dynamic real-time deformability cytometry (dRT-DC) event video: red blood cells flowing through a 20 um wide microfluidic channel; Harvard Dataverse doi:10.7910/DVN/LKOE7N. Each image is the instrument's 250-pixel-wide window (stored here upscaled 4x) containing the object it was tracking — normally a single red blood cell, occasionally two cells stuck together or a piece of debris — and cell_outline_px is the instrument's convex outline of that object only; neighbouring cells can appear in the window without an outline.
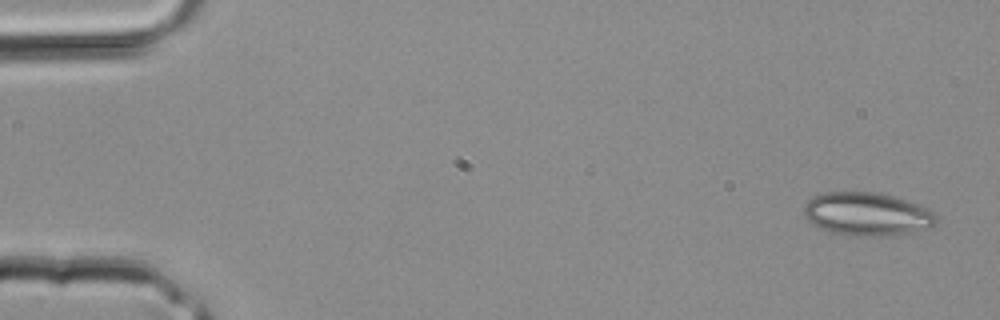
{"species": "common noctule bat (a hibernating species)", "species_latin": "Nyctalus noctula", "temperature_condition": "room temperature", "stored_images_in_passage": 3, "camera_frame_rate_fps": 3000, "um_per_image_px": 0.085, "animal": {"sex": "male", "body_mass_g": 20.4}, "frame": {"image": 1, "passage_image": 1, "time_ms": 0.0, "image_size_px": [1000, 320], "cell_outline_px": [[940, 220], [936, 224], [928, 228], [912, 232], [892, 236], [856, 236], [832, 232], [820, 228], [808, 220], [804, 216], [804, 204], [812, 196], [824, 192], [876, 192], [892, 196], [928, 208]], "centroid_in_image_um": [73.7, 18.2], "position_along_channel_um": 11.3, "area_um2": 33.47}}